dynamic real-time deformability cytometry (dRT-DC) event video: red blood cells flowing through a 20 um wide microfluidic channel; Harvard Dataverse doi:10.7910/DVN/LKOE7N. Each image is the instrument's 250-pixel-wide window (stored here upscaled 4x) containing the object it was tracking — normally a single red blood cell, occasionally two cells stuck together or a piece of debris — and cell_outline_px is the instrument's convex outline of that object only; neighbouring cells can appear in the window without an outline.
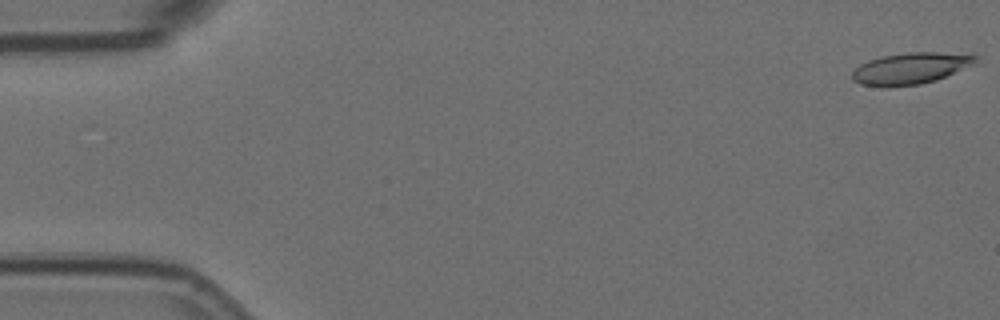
{"species": "Egyptian fruit bat (a non-hibernating species)", "species_latin": "Rousettus aegyptiacus", "temperature_condition": "room temperature", "stored_images_in_passage": 14, "camera_frame_rate_fps": 3000, "um_per_image_px": 0.085, "animal": {"sex": "female"}, "frame": {"image": 1, "passage_image": 1, "time_ms": 0.0, "image_size_px": [1000, 320], "cell_outline_px": [[980, 56], [976, 64], [936, 80], [920, 84], [888, 88], [884, 88], [860, 84], [852, 80], [852, 72], [860, 64], [868, 60], [880, 56], [908, 52], [936, 52]], "centroid_in_image_um": [77.37, 5.83], "position_along_channel_um": 7.6, "area_um2": 22.95}}